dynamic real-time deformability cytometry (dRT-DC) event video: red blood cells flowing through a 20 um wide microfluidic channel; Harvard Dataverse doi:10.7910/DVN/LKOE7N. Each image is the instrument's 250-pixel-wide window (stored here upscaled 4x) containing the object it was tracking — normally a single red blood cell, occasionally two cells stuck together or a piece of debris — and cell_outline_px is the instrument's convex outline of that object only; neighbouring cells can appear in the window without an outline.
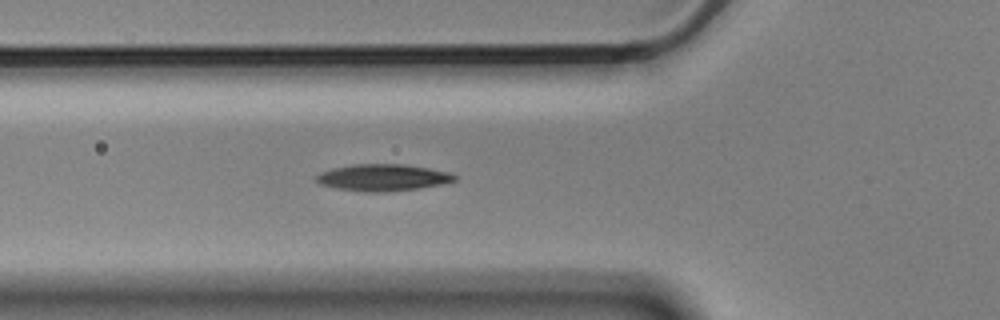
{"species": "Egyptian fruit bat (a non-hibernating species)", "species_latin": "Rousettus aegyptiacus", "temperature_condition": "cold", "stored_images_in_passage": 6, "segment_of_instrument_passage": [1, 2], "camera_frame_rate_fps": 3000, "um_per_image_px": 0.085, "animal": {"sex": "male"}, "frame": {"image": 1, "passage_image": 5, "time_ms": 1.333, "image_size_px": [1000, 320], "cell_outline_px": [[456, 180], [440, 184], [416, 188], [380, 192], [364, 192], [336, 188], [320, 184], [316, 180], [316, 176], [320, 172], [332, 168], [352, 164], [404, 164], [428, 168], [448, 172], [456, 176]], "centroid_in_image_um": [32.49, 15.08], "position_along_channel_um": 93.3, "area_um2": 21.33}}